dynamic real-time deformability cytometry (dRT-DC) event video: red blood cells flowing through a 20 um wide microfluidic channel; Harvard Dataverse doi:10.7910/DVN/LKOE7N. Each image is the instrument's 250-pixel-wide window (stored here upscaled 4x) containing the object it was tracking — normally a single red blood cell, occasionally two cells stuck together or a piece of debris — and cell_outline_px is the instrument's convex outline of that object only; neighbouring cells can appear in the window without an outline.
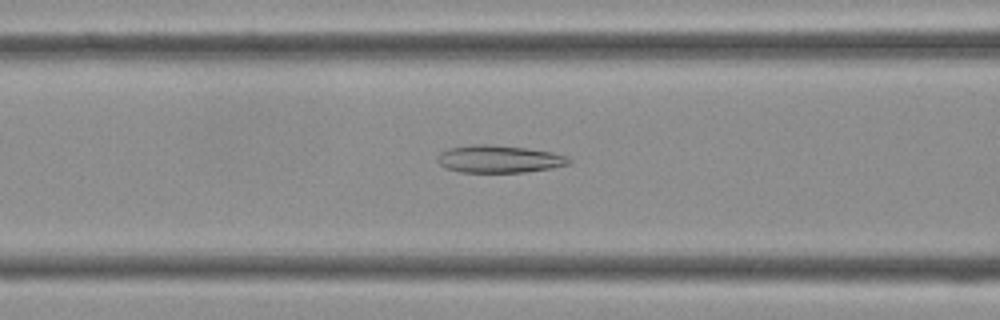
{"species": "Egyptian fruit bat (a non-hibernating species)", "species_latin": "Rousettus aegyptiacus", "temperature_condition": "cold", "stored_images_in_passage": 34, "camera_frame_rate_fps": 3000, "um_per_image_px": 0.085, "frame": {"image": 1, "passage_image": 9, "time_ms": 2.667, "image_size_px": [1000, 320], "cell_outline_px": [[572, 164], [552, 168], [524, 172], [460, 172], [444, 168], [436, 160], [436, 156], [440, 152], [448, 148], [472, 144], [488, 144], [524, 148], [552, 152], [568, 156], [572, 160]], "centroid_in_image_um": [42.41, 13.52], "position_along_channel_um": 124.2, "area_um2": 21.27}}
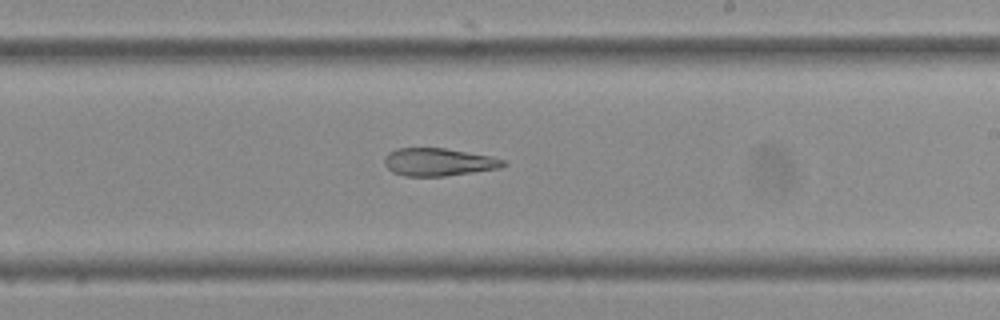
{"frame": {"image": 2, "passage_image": 17, "time_ms": 5.333, "image_size_px": [1000, 320], "cell_outline_px": [[508, 164], [500, 168], [444, 176], [404, 176], [392, 172], [384, 164], [384, 156], [388, 152], [396, 148], [444, 148], [492, 156], [504, 160]], "centroid_in_image_um": [37.25, 13.77], "position_along_channel_um": 251.7, "area_um2": 19.31}}
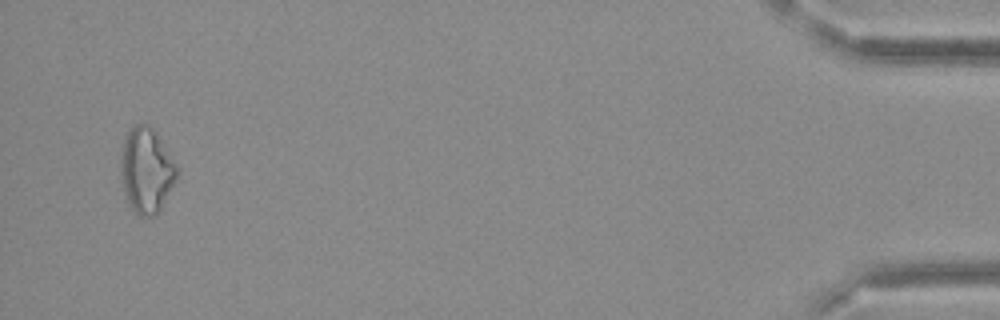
{"frame": {"image": 3, "passage_image": 33, "time_ms": 10.667, "image_size_px": [1000, 320], "cell_outline_px": [[176, 180], [156, 216], [140, 216], [132, 208], [124, 192], [120, 180], [120, 160], [124, 140], [128, 132], [136, 124], [148, 124], [156, 132], [176, 164]], "centroid_in_image_um": [12.42, 14.48], "position_along_channel_um": 422.8, "area_um2": 27.57}}